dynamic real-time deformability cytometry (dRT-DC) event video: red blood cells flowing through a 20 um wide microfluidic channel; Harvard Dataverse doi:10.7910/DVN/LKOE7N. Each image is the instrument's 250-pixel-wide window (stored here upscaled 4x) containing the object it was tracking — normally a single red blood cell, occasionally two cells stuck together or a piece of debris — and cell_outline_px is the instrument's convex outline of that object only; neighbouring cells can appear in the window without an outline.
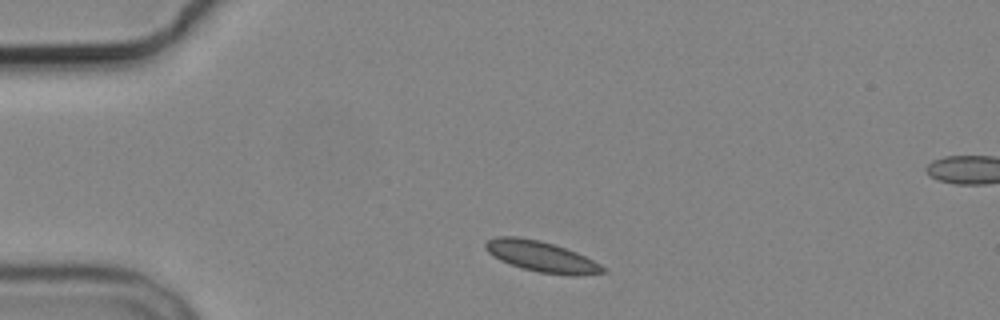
{"species": "common noctule bat (a hibernating species)", "species_latin": "Nyctalus noctula", "temperature_condition": "cold", "stored_images_in_passage": 3, "camera_frame_rate_fps": 3000, "um_per_image_px": 0.085, "animal": {"sex": "male", "body_mass_g": 19.2, "forearm_length_mm": 51.8}, "frame": {"image": 1, "passage_image": 1, "time_ms": 0.0, "image_size_px": [1000, 320], "cell_outline_px": [[608, 272], [572, 276], [540, 272], [524, 268], [500, 260], [488, 252], [484, 248], [484, 244], [488, 240], [500, 236], [516, 236], [540, 240], [576, 252], [608, 268]], "centroid_in_image_um": [46.04, 21.8], "position_along_channel_um": 39.0, "area_um2": 20.75}}